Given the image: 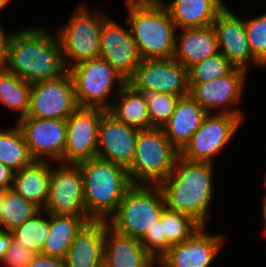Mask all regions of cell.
Wrapping results in <instances>:
<instances>
[{
  "label": "cell",
  "mask_w": 266,
  "mask_h": 267,
  "mask_svg": "<svg viewBox=\"0 0 266 267\" xmlns=\"http://www.w3.org/2000/svg\"><path fill=\"white\" fill-rule=\"evenodd\" d=\"M12 123L13 126L9 127L0 125V163L16 172L31 164L34 159L20 126L14 121Z\"/></svg>",
  "instance_id": "cell-28"
},
{
  "label": "cell",
  "mask_w": 266,
  "mask_h": 267,
  "mask_svg": "<svg viewBox=\"0 0 266 267\" xmlns=\"http://www.w3.org/2000/svg\"><path fill=\"white\" fill-rule=\"evenodd\" d=\"M124 17L142 60L171 59L177 27L161 0H125Z\"/></svg>",
  "instance_id": "cell-3"
},
{
  "label": "cell",
  "mask_w": 266,
  "mask_h": 267,
  "mask_svg": "<svg viewBox=\"0 0 266 267\" xmlns=\"http://www.w3.org/2000/svg\"><path fill=\"white\" fill-rule=\"evenodd\" d=\"M91 220L89 216L49 213V234L41 254L64 259L73 239Z\"/></svg>",
  "instance_id": "cell-26"
},
{
  "label": "cell",
  "mask_w": 266,
  "mask_h": 267,
  "mask_svg": "<svg viewBox=\"0 0 266 267\" xmlns=\"http://www.w3.org/2000/svg\"><path fill=\"white\" fill-rule=\"evenodd\" d=\"M97 267H108L104 262Z\"/></svg>",
  "instance_id": "cell-46"
},
{
  "label": "cell",
  "mask_w": 266,
  "mask_h": 267,
  "mask_svg": "<svg viewBox=\"0 0 266 267\" xmlns=\"http://www.w3.org/2000/svg\"><path fill=\"white\" fill-rule=\"evenodd\" d=\"M180 152L170 143L162 128L139 130L131 167V184L159 185L174 169Z\"/></svg>",
  "instance_id": "cell-7"
},
{
  "label": "cell",
  "mask_w": 266,
  "mask_h": 267,
  "mask_svg": "<svg viewBox=\"0 0 266 267\" xmlns=\"http://www.w3.org/2000/svg\"><path fill=\"white\" fill-rule=\"evenodd\" d=\"M236 67L221 53L198 62L188 69L189 84L215 80L231 73Z\"/></svg>",
  "instance_id": "cell-33"
},
{
  "label": "cell",
  "mask_w": 266,
  "mask_h": 267,
  "mask_svg": "<svg viewBox=\"0 0 266 267\" xmlns=\"http://www.w3.org/2000/svg\"><path fill=\"white\" fill-rule=\"evenodd\" d=\"M262 194H264V195H262L263 197H261V210H262V212H261V214H262V224H264V225H262V226H264L263 228V230H262V232L260 233V234H262L261 235V237L263 236L264 238H266V190H265V193H262Z\"/></svg>",
  "instance_id": "cell-42"
},
{
  "label": "cell",
  "mask_w": 266,
  "mask_h": 267,
  "mask_svg": "<svg viewBox=\"0 0 266 267\" xmlns=\"http://www.w3.org/2000/svg\"><path fill=\"white\" fill-rule=\"evenodd\" d=\"M32 83L26 82L8 70H0V105L15 112L18 122L27 116L30 108Z\"/></svg>",
  "instance_id": "cell-29"
},
{
  "label": "cell",
  "mask_w": 266,
  "mask_h": 267,
  "mask_svg": "<svg viewBox=\"0 0 266 267\" xmlns=\"http://www.w3.org/2000/svg\"><path fill=\"white\" fill-rule=\"evenodd\" d=\"M108 17L102 25L100 57L105 59L127 82L141 63V57L128 23L120 16ZM123 21V22H122Z\"/></svg>",
  "instance_id": "cell-15"
},
{
  "label": "cell",
  "mask_w": 266,
  "mask_h": 267,
  "mask_svg": "<svg viewBox=\"0 0 266 267\" xmlns=\"http://www.w3.org/2000/svg\"><path fill=\"white\" fill-rule=\"evenodd\" d=\"M264 179L262 178L263 181V190H266V172H265V175H264Z\"/></svg>",
  "instance_id": "cell-45"
},
{
  "label": "cell",
  "mask_w": 266,
  "mask_h": 267,
  "mask_svg": "<svg viewBox=\"0 0 266 267\" xmlns=\"http://www.w3.org/2000/svg\"><path fill=\"white\" fill-rule=\"evenodd\" d=\"M244 122L232 114H207L180 156L189 161L216 163L215 157L222 155L224 148L232 143Z\"/></svg>",
  "instance_id": "cell-9"
},
{
  "label": "cell",
  "mask_w": 266,
  "mask_h": 267,
  "mask_svg": "<svg viewBox=\"0 0 266 267\" xmlns=\"http://www.w3.org/2000/svg\"><path fill=\"white\" fill-rule=\"evenodd\" d=\"M163 234L166 235V252L172 245L188 240L201 225L191 216L164 208L161 214Z\"/></svg>",
  "instance_id": "cell-32"
},
{
  "label": "cell",
  "mask_w": 266,
  "mask_h": 267,
  "mask_svg": "<svg viewBox=\"0 0 266 267\" xmlns=\"http://www.w3.org/2000/svg\"><path fill=\"white\" fill-rule=\"evenodd\" d=\"M208 113L190 96L180 97L162 129L170 143L181 152Z\"/></svg>",
  "instance_id": "cell-23"
},
{
  "label": "cell",
  "mask_w": 266,
  "mask_h": 267,
  "mask_svg": "<svg viewBox=\"0 0 266 267\" xmlns=\"http://www.w3.org/2000/svg\"><path fill=\"white\" fill-rule=\"evenodd\" d=\"M83 3L77 4L64 25L54 28L68 70L80 62L100 58L102 25L110 15L98 4L91 10L87 3Z\"/></svg>",
  "instance_id": "cell-5"
},
{
  "label": "cell",
  "mask_w": 266,
  "mask_h": 267,
  "mask_svg": "<svg viewBox=\"0 0 266 267\" xmlns=\"http://www.w3.org/2000/svg\"><path fill=\"white\" fill-rule=\"evenodd\" d=\"M34 160L63 163L67 141V121L24 117L16 122Z\"/></svg>",
  "instance_id": "cell-16"
},
{
  "label": "cell",
  "mask_w": 266,
  "mask_h": 267,
  "mask_svg": "<svg viewBox=\"0 0 266 267\" xmlns=\"http://www.w3.org/2000/svg\"><path fill=\"white\" fill-rule=\"evenodd\" d=\"M13 240L14 236L12 232L0 229V262L3 260Z\"/></svg>",
  "instance_id": "cell-41"
},
{
  "label": "cell",
  "mask_w": 266,
  "mask_h": 267,
  "mask_svg": "<svg viewBox=\"0 0 266 267\" xmlns=\"http://www.w3.org/2000/svg\"><path fill=\"white\" fill-rule=\"evenodd\" d=\"M78 108L73 79L66 72L55 79L32 83L26 117L66 120Z\"/></svg>",
  "instance_id": "cell-11"
},
{
  "label": "cell",
  "mask_w": 266,
  "mask_h": 267,
  "mask_svg": "<svg viewBox=\"0 0 266 267\" xmlns=\"http://www.w3.org/2000/svg\"><path fill=\"white\" fill-rule=\"evenodd\" d=\"M245 26L252 54L266 70V10L255 17H245Z\"/></svg>",
  "instance_id": "cell-34"
},
{
  "label": "cell",
  "mask_w": 266,
  "mask_h": 267,
  "mask_svg": "<svg viewBox=\"0 0 266 267\" xmlns=\"http://www.w3.org/2000/svg\"><path fill=\"white\" fill-rule=\"evenodd\" d=\"M144 249L157 261L166 253V235L163 234L161 218L140 239Z\"/></svg>",
  "instance_id": "cell-36"
},
{
  "label": "cell",
  "mask_w": 266,
  "mask_h": 267,
  "mask_svg": "<svg viewBox=\"0 0 266 267\" xmlns=\"http://www.w3.org/2000/svg\"><path fill=\"white\" fill-rule=\"evenodd\" d=\"M46 24L14 30L8 44L6 70L29 83L51 80L68 72L61 43Z\"/></svg>",
  "instance_id": "cell-1"
},
{
  "label": "cell",
  "mask_w": 266,
  "mask_h": 267,
  "mask_svg": "<svg viewBox=\"0 0 266 267\" xmlns=\"http://www.w3.org/2000/svg\"><path fill=\"white\" fill-rule=\"evenodd\" d=\"M165 207L159 185L132 184L107 222L115 232L141 239L160 219Z\"/></svg>",
  "instance_id": "cell-6"
},
{
  "label": "cell",
  "mask_w": 266,
  "mask_h": 267,
  "mask_svg": "<svg viewBox=\"0 0 266 267\" xmlns=\"http://www.w3.org/2000/svg\"><path fill=\"white\" fill-rule=\"evenodd\" d=\"M104 263L108 267H155L157 260L144 249L140 239L115 232L105 221Z\"/></svg>",
  "instance_id": "cell-22"
},
{
  "label": "cell",
  "mask_w": 266,
  "mask_h": 267,
  "mask_svg": "<svg viewBox=\"0 0 266 267\" xmlns=\"http://www.w3.org/2000/svg\"><path fill=\"white\" fill-rule=\"evenodd\" d=\"M238 15L225 6L217 15L213 26L216 30L219 51L236 67L249 71L264 68L252 54L249 46L245 16Z\"/></svg>",
  "instance_id": "cell-17"
},
{
  "label": "cell",
  "mask_w": 266,
  "mask_h": 267,
  "mask_svg": "<svg viewBox=\"0 0 266 267\" xmlns=\"http://www.w3.org/2000/svg\"><path fill=\"white\" fill-rule=\"evenodd\" d=\"M0 25V70H4L7 65L8 44L14 30H8Z\"/></svg>",
  "instance_id": "cell-39"
},
{
  "label": "cell",
  "mask_w": 266,
  "mask_h": 267,
  "mask_svg": "<svg viewBox=\"0 0 266 267\" xmlns=\"http://www.w3.org/2000/svg\"><path fill=\"white\" fill-rule=\"evenodd\" d=\"M70 73L76 99L81 108H100L108 111L127 81L103 58L80 62Z\"/></svg>",
  "instance_id": "cell-8"
},
{
  "label": "cell",
  "mask_w": 266,
  "mask_h": 267,
  "mask_svg": "<svg viewBox=\"0 0 266 267\" xmlns=\"http://www.w3.org/2000/svg\"><path fill=\"white\" fill-rule=\"evenodd\" d=\"M215 163L189 161L178 156L174 169L159 184L168 209L191 216L201 226L213 217ZM214 175V176H213Z\"/></svg>",
  "instance_id": "cell-2"
},
{
  "label": "cell",
  "mask_w": 266,
  "mask_h": 267,
  "mask_svg": "<svg viewBox=\"0 0 266 267\" xmlns=\"http://www.w3.org/2000/svg\"><path fill=\"white\" fill-rule=\"evenodd\" d=\"M145 95L151 128H162L174 112L180 96L167 93H147Z\"/></svg>",
  "instance_id": "cell-35"
},
{
  "label": "cell",
  "mask_w": 266,
  "mask_h": 267,
  "mask_svg": "<svg viewBox=\"0 0 266 267\" xmlns=\"http://www.w3.org/2000/svg\"><path fill=\"white\" fill-rule=\"evenodd\" d=\"M127 84L145 94L167 93L184 97L190 92L188 69L173 58L141 60Z\"/></svg>",
  "instance_id": "cell-12"
},
{
  "label": "cell",
  "mask_w": 266,
  "mask_h": 267,
  "mask_svg": "<svg viewBox=\"0 0 266 267\" xmlns=\"http://www.w3.org/2000/svg\"><path fill=\"white\" fill-rule=\"evenodd\" d=\"M177 29L213 25L218 13L227 5L225 0H161Z\"/></svg>",
  "instance_id": "cell-24"
},
{
  "label": "cell",
  "mask_w": 266,
  "mask_h": 267,
  "mask_svg": "<svg viewBox=\"0 0 266 267\" xmlns=\"http://www.w3.org/2000/svg\"><path fill=\"white\" fill-rule=\"evenodd\" d=\"M51 161L34 160L14 173L12 189L39 209H44L48 195Z\"/></svg>",
  "instance_id": "cell-25"
},
{
  "label": "cell",
  "mask_w": 266,
  "mask_h": 267,
  "mask_svg": "<svg viewBox=\"0 0 266 267\" xmlns=\"http://www.w3.org/2000/svg\"><path fill=\"white\" fill-rule=\"evenodd\" d=\"M43 210L51 214L88 216L84 205L83 176L77 164L51 162L49 195Z\"/></svg>",
  "instance_id": "cell-13"
},
{
  "label": "cell",
  "mask_w": 266,
  "mask_h": 267,
  "mask_svg": "<svg viewBox=\"0 0 266 267\" xmlns=\"http://www.w3.org/2000/svg\"><path fill=\"white\" fill-rule=\"evenodd\" d=\"M105 221H88L70 244L67 267H97L104 262Z\"/></svg>",
  "instance_id": "cell-20"
},
{
  "label": "cell",
  "mask_w": 266,
  "mask_h": 267,
  "mask_svg": "<svg viewBox=\"0 0 266 267\" xmlns=\"http://www.w3.org/2000/svg\"><path fill=\"white\" fill-rule=\"evenodd\" d=\"M35 255V251L13 240L0 265L1 267H28Z\"/></svg>",
  "instance_id": "cell-37"
},
{
  "label": "cell",
  "mask_w": 266,
  "mask_h": 267,
  "mask_svg": "<svg viewBox=\"0 0 266 267\" xmlns=\"http://www.w3.org/2000/svg\"><path fill=\"white\" fill-rule=\"evenodd\" d=\"M248 71L235 68L231 73L215 80L189 84V95L208 113H227L241 117V108L248 81ZM242 109V110H241Z\"/></svg>",
  "instance_id": "cell-10"
},
{
  "label": "cell",
  "mask_w": 266,
  "mask_h": 267,
  "mask_svg": "<svg viewBox=\"0 0 266 267\" xmlns=\"http://www.w3.org/2000/svg\"><path fill=\"white\" fill-rule=\"evenodd\" d=\"M83 176L84 205L92 220L107 221L132 185L127 170L94 157L77 164Z\"/></svg>",
  "instance_id": "cell-4"
},
{
  "label": "cell",
  "mask_w": 266,
  "mask_h": 267,
  "mask_svg": "<svg viewBox=\"0 0 266 267\" xmlns=\"http://www.w3.org/2000/svg\"><path fill=\"white\" fill-rule=\"evenodd\" d=\"M106 110L79 107L67 121L63 164H78L97 155L98 129Z\"/></svg>",
  "instance_id": "cell-18"
},
{
  "label": "cell",
  "mask_w": 266,
  "mask_h": 267,
  "mask_svg": "<svg viewBox=\"0 0 266 267\" xmlns=\"http://www.w3.org/2000/svg\"><path fill=\"white\" fill-rule=\"evenodd\" d=\"M40 209L13 189L4 191L0 229L12 231L30 219Z\"/></svg>",
  "instance_id": "cell-31"
},
{
  "label": "cell",
  "mask_w": 266,
  "mask_h": 267,
  "mask_svg": "<svg viewBox=\"0 0 266 267\" xmlns=\"http://www.w3.org/2000/svg\"><path fill=\"white\" fill-rule=\"evenodd\" d=\"M28 267H67L65 260L36 253Z\"/></svg>",
  "instance_id": "cell-38"
},
{
  "label": "cell",
  "mask_w": 266,
  "mask_h": 267,
  "mask_svg": "<svg viewBox=\"0 0 266 267\" xmlns=\"http://www.w3.org/2000/svg\"><path fill=\"white\" fill-rule=\"evenodd\" d=\"M12 1H14V0H0V14H3L2 11L8 9L6 7L10 6L12 4L11 3ZM0 25H2L1 22H0Z\"/></svg>",
  "instance_id": "cell-43"
},
{
  "label": "cell",
  "mask_w": 266,
  "mask_h": 267,
  "mask_svg": "<svg viewBox=\"0 0 266 267\" xmlns=\"http://www.w3.org/2000/svg\"><path fill=\"white\" fill-rule=\"evenodd\" d=\"M14 173L11 168L0 163V191L12 189Z\"/></svg>",
  "instance_id": "cell-40"
},
{
  "label": "cell",
  "mask_w": 266,
  "mask_h": 267,
  "mask_svg": "<svg viewBox=\"0 0 266 267\" xmlns=\"http://www.w3.org/2000/svg\"><path fill=\"white\" fill-rule=\"evenodd\" d=\"M3 205H4V191H0V221H1V214L3 211Z\"/></svg>",
  "instance_id": "cell-44"
},
{
  "label": "cell",
  "mask_w": 266,
  "mask_h": 267,
  "mask_svg": "<svg viewBox=\"0 0 266 267\" xmlns=\"http://www.w3.org/2000/svg\"><path fill=\"white\" fill-rule=\"evenodd\" d=\"M11 232L15 241L36 253H41L49 234V213L40 209L30 219Z\"/></svg>",
  "instance_id": "cell-30"
},
{
  "label": "cell",
  "mask_w": 266,
  "mask_h": 267,
  "mask_svg": "<svg viewBox=\"0 0 266 267\" xmlns=\"http://www.w3.org/2000/svg\"><path fill=\"white\" fill-rule=\"evenodd\" d=\"M219 52L217 34L213 25L177 29L173 59L187 69Z\"/></svg>",
  "instance_id": "cell-21"
},
{
  "label": "cell",
  "mask_w": 266,
  "mask_h": 267,
  "mask_svg": "<svg viewBox=\"0 0 266 267\" xmlns=\"http://www.w3.org/2000/svg\"><path fill=\"white\" fill-rule=\"evenodd\" d=\"M108 112L127 126L139 130L151 128L146 95L134 90L129 84L119 91Z\"/></svg>",
  "instance_id": "cell-27"
},
{
  "label": "cell",
  "mask_w": 266,
  "mask_h": 267,
  "mask_svg": "<svg viewBox=\"0 0 266 267\" xmlns=\"http://www.w3.org/2000/svg\"><path fill=\"white\" fill-rule=\"evenodd\" d=\"M139 129L127 126L106 111L100 121L96 157L128 170L134 159Z\"/></svg>",
  "instance_id": "cell-19"
},
{
  "label": "cell",
  "mask_w": 266,
  "mask_h": 267,
  "mask_svg": "<svg viewBox=\"0 0 266 267\" xmlns=\"http://www.w3.org/2000/svg\"><path fill=\"white\" fill-rule=\"evenodd\" d=\"M208 228L201 226L188 240L172 245L157 264L160 267L214 266L217 261L215 259L225 247L228 235L211 232Z\"/></svg>",
  "instance_id": "cell-14"
}]
</instances>
